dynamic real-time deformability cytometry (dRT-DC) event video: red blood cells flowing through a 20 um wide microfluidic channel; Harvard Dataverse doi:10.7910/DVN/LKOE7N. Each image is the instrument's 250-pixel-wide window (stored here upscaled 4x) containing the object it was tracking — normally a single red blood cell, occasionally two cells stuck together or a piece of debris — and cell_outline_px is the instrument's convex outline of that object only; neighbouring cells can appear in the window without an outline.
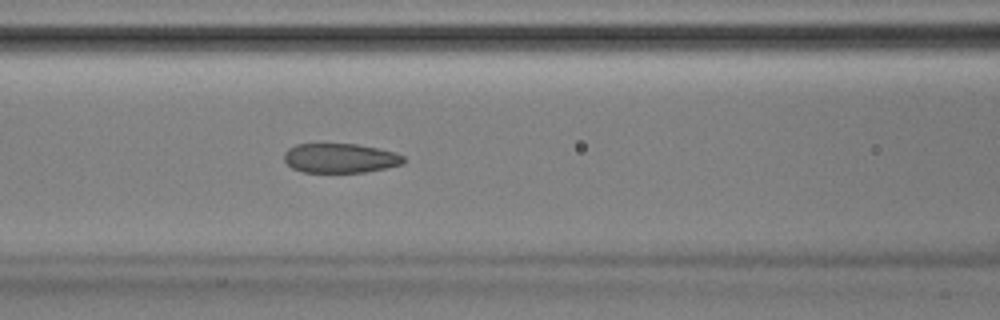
{"species": "Egyptian fruit bat (a non-hibernating species)", "species_latin": "Rousettus aegyptiacus", "temperature_condition": "room temperature", "stored_images_in_passage": 52, "camera_frame_rate_fps": 3000, "um_per_image_px": 0.085, "animal": {"sex": "male"}, "frame": {"image": 1, "passage_image": 22, "time_ms": 7.0, "image_size_px": [1000, 320], "cell_outline_px": [[404, 164], [364, 172], [304, 172], [292, 168], [284, 160], [284, 152], [288, 148], [296, 144], [356, 144], [396, 152], [404, 156]], "centroid_in_image_um": [28.91, 13.44], "position_along_channel_um": 137.7, "area_um2": 20.46}}
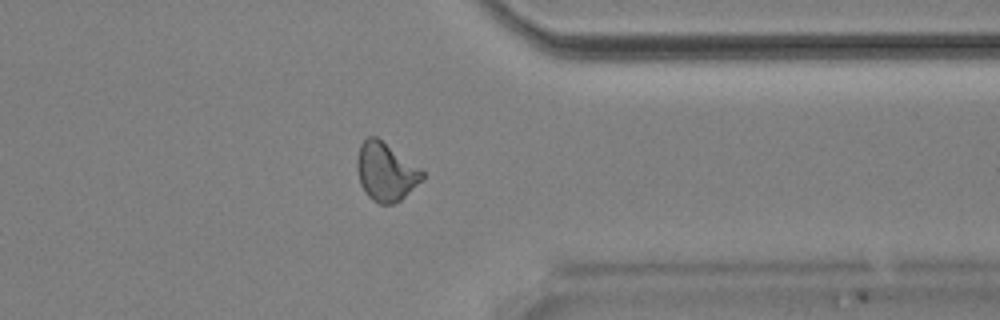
{"frame": {"image": 2, "passage_image": 41, "time_ms": 13.333, "image_size_px": [1000, 320], "cell_outline_px": [[424, 176], [400, 200], [392, 204], [380, 204], [372, 200], [364, 192], [360, 184], [356, 168], [356, 160], [360, 144], [368, 136], [376, 136], [420, 168], [424, 172]], "centroid_in_image_um": [32.73, 14.59], "position_along_channel_um": 378.7, "area_um2": 21.91}}
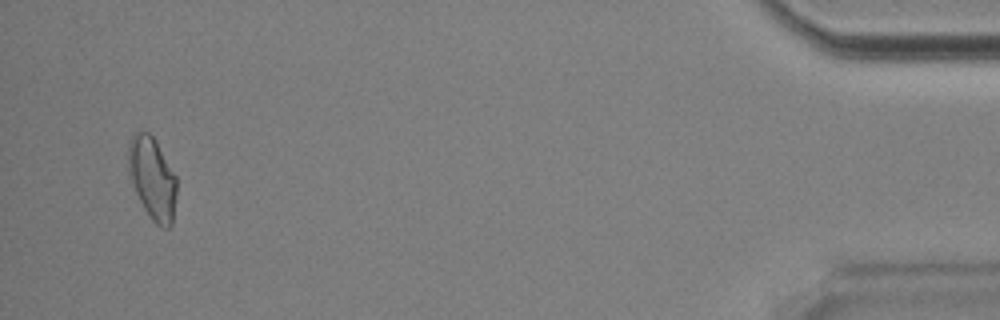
{"frame": {"image": 3, "passage_image": 50, "time_ms": 16.333, "image_size_px": [1000, 320], "cell_outline_px": [[176, 196], [172, 224], [168, 228], [164, 228], [156, 224], [152, 220], [144, 208], [128, 176], [128, 144], [132, 136], [136, 132], [148, 132], [152, 136], [176, 176]], "centroid_in_image_um": [12.93, 15.17], "position_along_channel_um": 422.3, "area_um2": 22.95}, "authors_computed_cell_mechanics": {"area_um2": 21.8195, "velocity_mm_per_s": 3.8999, "shape_relaxation_time_tau1_ms": 10.248, "shape_relaxation_time_tau2_ms": 1.8401, "deformation_change_tau1": 0.2235, "deformation_change_tau2": 0.0711}}